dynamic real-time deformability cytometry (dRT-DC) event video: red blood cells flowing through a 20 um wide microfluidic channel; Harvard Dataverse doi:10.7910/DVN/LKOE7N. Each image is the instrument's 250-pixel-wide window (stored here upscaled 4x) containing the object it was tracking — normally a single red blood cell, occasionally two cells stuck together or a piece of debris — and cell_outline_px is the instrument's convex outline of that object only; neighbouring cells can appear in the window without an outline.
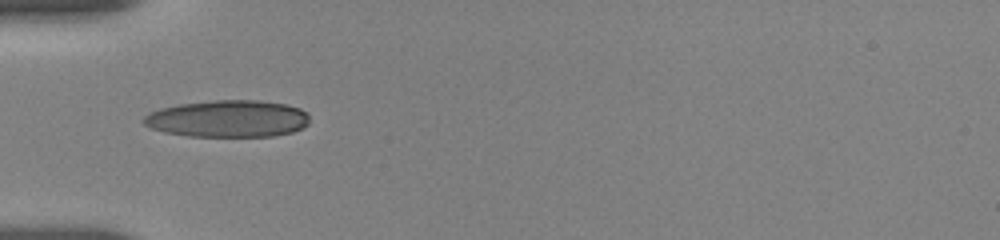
{"species": "human", "species_latin": "Homo sapiens", "temperature_condition": "room temperature", "stored_images_in_passage": 38, "camera_frame_rate_fps": 3000, "um_per_image_px": 0.085, "donor": {"sex": "female"}, "frame": {"image": 1, "passage_image": 1, "time_ms": 0.0, "image_size_px": [1000, 240], "cell_outline_px": [[308, 124], [304, 128], [292, 132], [272, 136], [188, 136], [164, 132], [152, 128], [144, 124], [140, 120], [148, 112], [160, 108], [180, 104], [216, 100], [260, 100], [288, 104], [300, 108], [308, 112]], "centroid_in_image_um": [19.38, 10.08], "position_along_channel_um": 65.6, "area_um2": 36.07}}
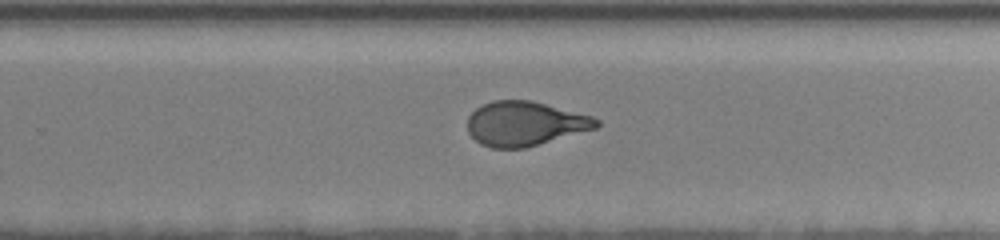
{"frame": {"image": 2, "passage_image": 19, "time_ms": 6.0, "image_size_px": [1000, 240], "cell_outline_px": [[600, 124], [596, 128], [524, 148], [492, 148], [480, 144], [468, 132], [468, 116], [476, 108], [492, 100], [532, 100], [592, 116], [600, 120]], "centroid_in_image_um": [44.61, 10.5], "position_along_channel_um": 285.2, "area_um2": 33.23}}
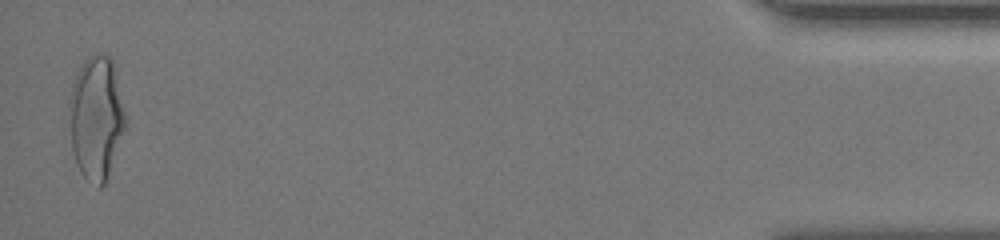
{"frame": {"image": 3, "passage_image": 37, "time_ms": 12.0, "image_size_px": [1000, 240], "cell_outline_px": [[124, 128], [104, 184], [100, 188], [84, 176], [80, 172], [76, 164], [72, 148], [68, 104], [68, 100], [72, 84], [76, 72], [88, 56], [96, 52], [108, 56], [112, 60], [124, 112]], "centroid_in_image_um": [8.12, 9.97], "position_along_channel_um": 427.1, "area_um2": 39.59}, "authors_computed_cell_mechanics": {"area_um2": 34.7956, "velocity_mm_per_s": 3.6895, "shape_relaxation_time_tau1_ms": 4.1065, "shape_relaxation_time_tau2_ms": 1.0182, "deformation_change_tau1": 0.1782, "deformation_change_tau2": 0.0789}}